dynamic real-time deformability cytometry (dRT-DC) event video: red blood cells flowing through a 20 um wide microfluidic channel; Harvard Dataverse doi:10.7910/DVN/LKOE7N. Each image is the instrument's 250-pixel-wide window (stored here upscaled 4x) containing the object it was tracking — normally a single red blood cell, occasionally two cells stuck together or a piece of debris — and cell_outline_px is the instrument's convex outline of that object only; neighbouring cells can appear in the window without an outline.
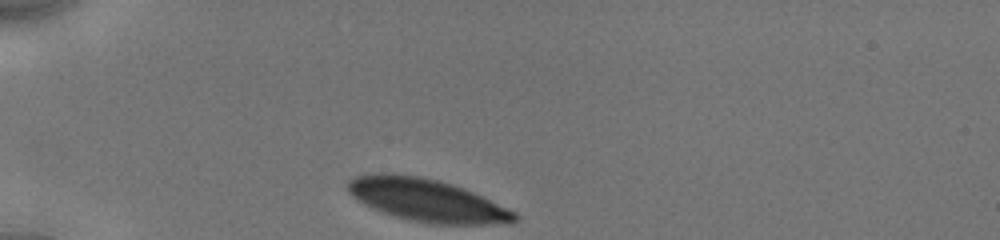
{"species": "human", "species_latin": "Homo sapiens", "temperature_condition": "cold", "stored_images_in_passage": 30, "camera_frame_rate_fps": 3000, "um_per_image_px": 0.085, "donor": {"sex": "male"}, "frame": {"image": 1, "passage_image": 1, "time_ms": 0.0, "image_size_px": [1000, 240], "cell_outline_px": [[520, 220], [512, 224], [432, 224], [412, 220], [396, 216], [372, 208], [364, 204], [352, 196], [348, 192], [348, 180], [356, 176], [392, 172], [420, 176], [436, 180], [464, 188], [516, 212], [520, 216]], "centroid_in_image_um": [36.33, 17.03], "position_along_channel_um": 48.7, "area_um2": 41.33}}
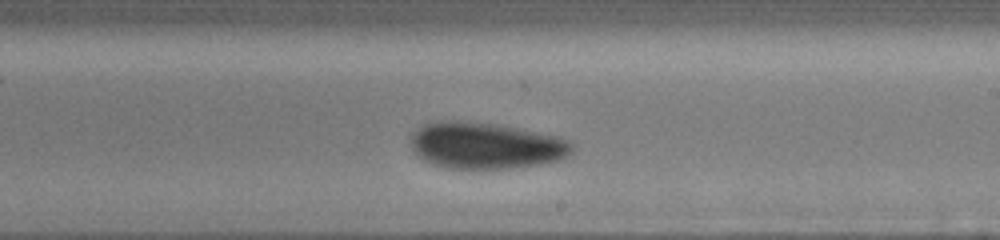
{"frame": {"image": 2, "passage_image": 18, "time_ms": 6.0, "image_size_px": [1000, 240], "cell_outline_px": [[576, 148], [572, 152], [560, 160], [540, 164], [508, 168], [448, 168], [432, 164], [416, 156], [412, 148], [412, 140], [416, 128], [424, 124], [440, 120], [460, 120], [496, 124], [560, 136], [568, 140]], "centroid_in_image_um": [41.3, 12.36], "position_along_channel_um": 247.7, "area_um2": 43.81}}
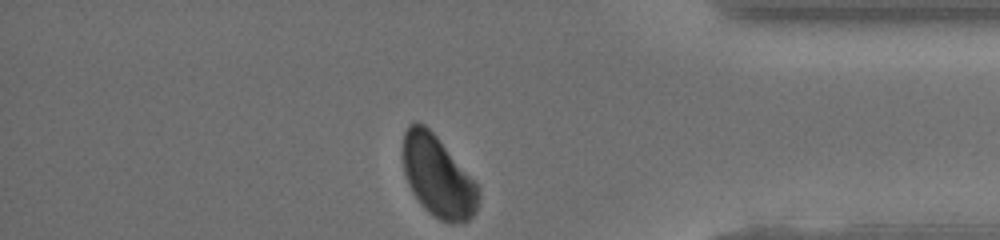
{"frame": {"image": 3, "passage_image": 30, "time_ms": 10.333, "image_size_px": [1000, 240], "cell_outline_px": [[480, 196], [476, 212], [464, 224], [448, 224], [440, 220], [428, 212], [420, 204], [412, 192], [408, 184], [404, 172], [400, 148], [404, 132], [408, 124], [416, 120], [424, 124], [436, 136], [476, 180], [480, 192]], "centroid_in_image_um": [37.21, 15.0], "position_along_channel_um": 398.0, "area_um2": 36.76}, "authors_computed_cell_mechanics": {"area_um2": 43.0899, "velocity_mm_per_s": 3.869, "shape_relaxation_time_tau1_ms": 2.2329, "shape_relaxation_time_tau2_ms": null, "deformation_change_tau1": 0.0799, "deformation_change_tau2": null}}